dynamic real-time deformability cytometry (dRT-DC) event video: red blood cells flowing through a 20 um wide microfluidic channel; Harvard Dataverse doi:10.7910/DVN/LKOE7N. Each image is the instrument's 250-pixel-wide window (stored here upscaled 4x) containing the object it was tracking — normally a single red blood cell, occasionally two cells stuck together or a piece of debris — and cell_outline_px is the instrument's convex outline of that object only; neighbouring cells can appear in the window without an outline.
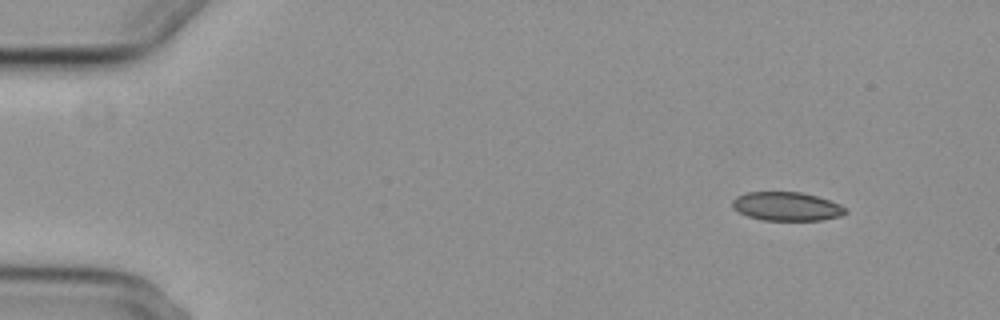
{"species": "common noctule bat (a hibernating species)", "species_latin": "Nyctalus noctula", "temperature_condition": "cold", "stored_images_in_passage": 4, "camera_frame_rate_fps": 3000, "um_per_image_px": 0.085, "animal": {"sex": "female", "body_mass_g": 29.2, "forearm_length_mm": 56.3}, "frame": {"image": 1, "passage_image": 1, "time_ms": 0.0, "image_size_px": [1000, 320], "cell_outline_px": [[848, 212], [840, 216], [820, 220], [764, 220], [748, 216], [732, 208], [732, 200], [736, 196], [744, 192], [800, 192], [816, 196], [840, 204], [848, 208]], "centroid_in_image_um": [66.86, 17.54], "position_along_channel_um": 18.1, "area_um2": 18.96}}
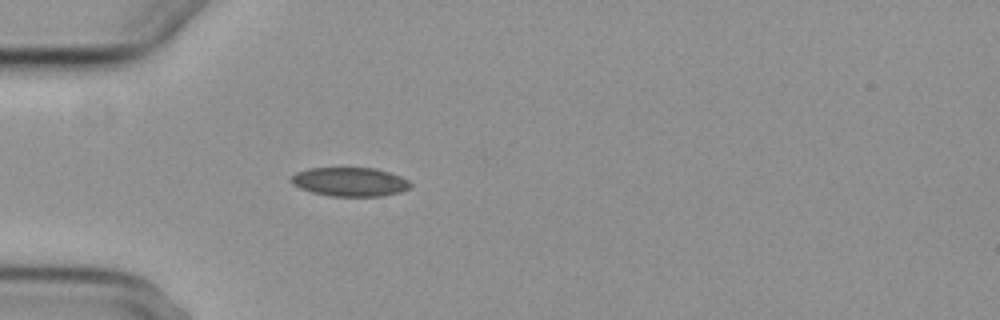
{"frame": {"image": 2, "passage_image": 4, "time_ms": 3.667, "image_size_px": [1000, 320], "cell_outline_px": [[412, 184], [408, 188], [400, 192], [384, 196], [328, 196], [312, 192], [300, 188], [292, 184], [288, 180], [296, 172], [308, 168], [376, 168], [400, 176], [408, 180]], "centroid_in_image_um": [29.71, 15.46], "position_along_channel_um": 55.3, "area_um2": 20.17}}